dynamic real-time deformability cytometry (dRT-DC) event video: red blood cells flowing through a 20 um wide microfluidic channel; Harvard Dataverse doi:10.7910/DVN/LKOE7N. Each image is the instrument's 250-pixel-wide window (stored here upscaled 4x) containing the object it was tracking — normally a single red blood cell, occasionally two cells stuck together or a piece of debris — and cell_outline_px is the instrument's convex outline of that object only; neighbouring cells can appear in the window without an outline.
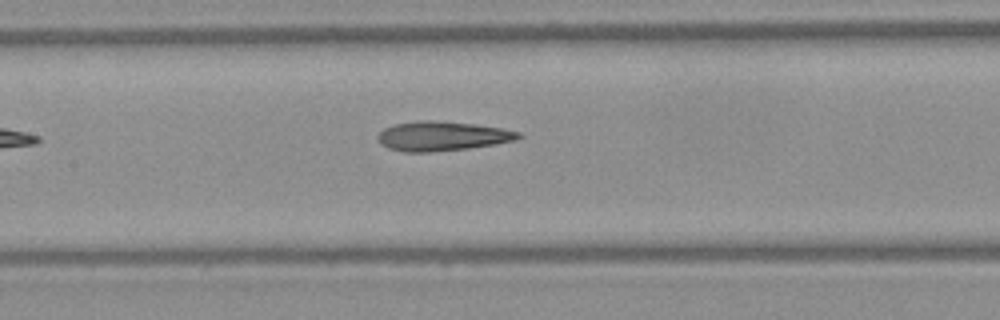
{"species": "Egyptian fruit bat (a non-hibernating species)", "species_latin": "Rousettus aegyptiacus", "temperature_condition": "warm", "stored_images_in_passage": 5, "camera_frame_rate_fps": 3000, "um_per_image_px": 0.085, "frame": {"image": 1, "passage_image": 5, "time_ms": 1.333, "image_size_px": [1000, 320], "cell_outline_px": [[524, 136], [516, 140], [468, 148], [428, 152], [404, 152], [388, 148], [380, 144], [376, 136], [384, 128], [396, 124], [416, 120], [432, 120], [476, 124], [504, 128], [520, 132]], "centroid_in_image_um": [37.58, 11.56], "position_along_channel_um": 169.8, "area_um2": 24.22}}